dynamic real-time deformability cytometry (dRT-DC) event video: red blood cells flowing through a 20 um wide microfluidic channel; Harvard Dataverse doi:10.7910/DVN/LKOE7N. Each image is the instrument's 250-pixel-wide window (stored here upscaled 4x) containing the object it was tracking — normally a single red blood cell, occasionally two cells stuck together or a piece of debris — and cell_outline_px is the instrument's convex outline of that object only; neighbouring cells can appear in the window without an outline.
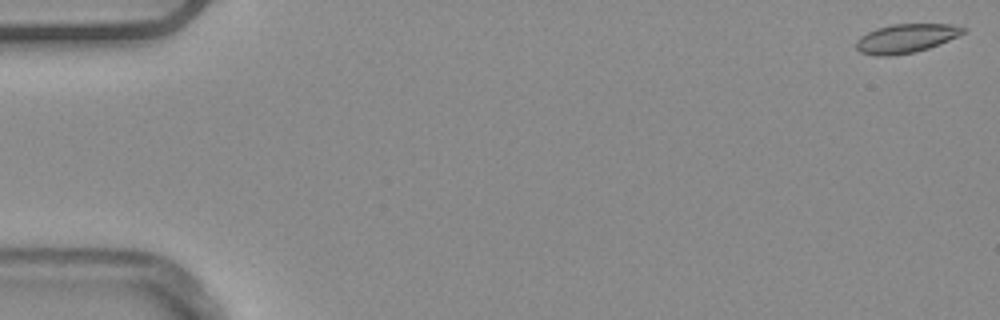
{"species": "common noctule bat (a hibernating species)", "species_latin": "Nyctalus noctula", "temperature_condition": "warm", "stored_images_in_passage": 53, "camera_frame_rate_fps": 3000, "um_per_image_px": 0.085, "animal": {"sex": "male", "body_mass_g": 20.4}, "frame": {"image": 1, "passage_image": 1, "time_ms": 0.0, "image_size_px": [1000, 320], "cell_outline_px": [[968, 28], [964, 32], [940, 44], [916, 52], [888, 56], [876, 56], [860, 52], [856, 48], [856, 40], [860, 36], [876, 28], [892, 24], [952, 24]], "centroid_in_image_um": [76.99, 3.26], "position_along_channel_um": 8.0, "area_um2": 18.03}}
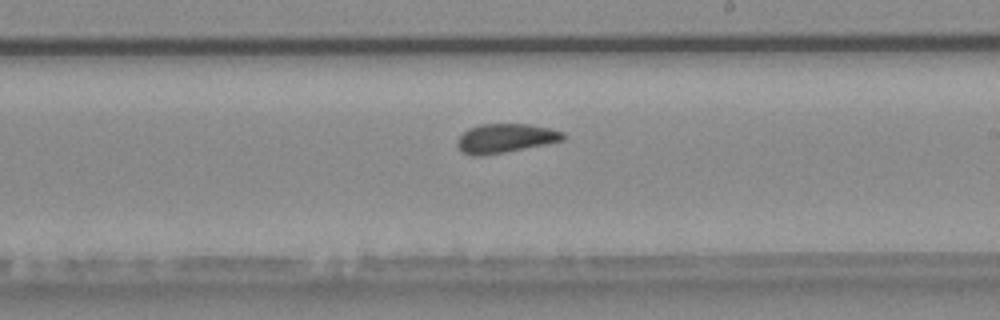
{"frame": {"image": 2, "passage_image": 31, "time_ms": 10.0, "image_size_px": [1000, 320], "cell_outline_px": [[568, 136], [564, 140], [484, 156], [472, 156], [460, 152], [456, 144], [456, 140], [468, 128], [480, 124], [528, 124], [548, 128], [564, 132]], "centroid_in_image_um": [42.92, 11.76], "position_along_channel_um": 246.1, "area_um2": 18.03}}
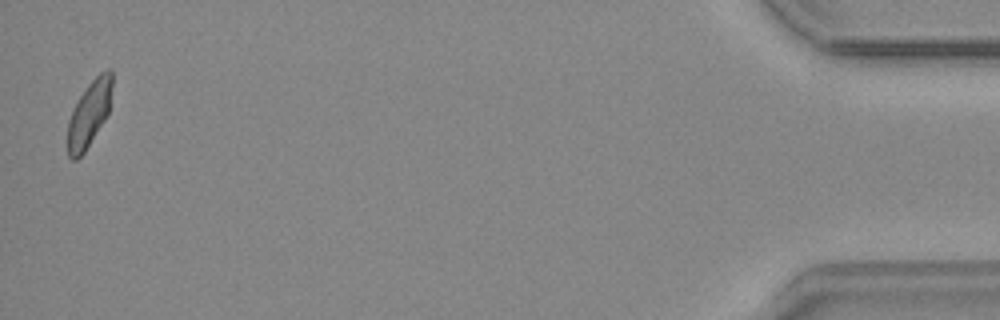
{"frame": {"image": 3, "passage_image": 52, "time_ms": 17.0, "image_size_px": [1000, 320], "cell_outline_px": [[112, 88], [108, 116], [84, 152], [76, 160], [72, 160], [68, 156], [68, 120], [80, 96], [88, 84], [100, 72], [108, 68], [112, 68]], "centroid_in_image_um": [7.61, 9.65], "position_along_channel_um": 427.6, "area_um2": 17.05}, "authors_computed_cell_mechanics": {"area_um2": 18.0914, "velocity_mm_per_s": 3.8801, "shape_relaxation_time_tau1_ms": 3.5929, "shape_relaxation_time_tau2_ms": 1.1045, "deformation_change_tau1": 0.1044, "deformation_change_tau2": 0.0744}}